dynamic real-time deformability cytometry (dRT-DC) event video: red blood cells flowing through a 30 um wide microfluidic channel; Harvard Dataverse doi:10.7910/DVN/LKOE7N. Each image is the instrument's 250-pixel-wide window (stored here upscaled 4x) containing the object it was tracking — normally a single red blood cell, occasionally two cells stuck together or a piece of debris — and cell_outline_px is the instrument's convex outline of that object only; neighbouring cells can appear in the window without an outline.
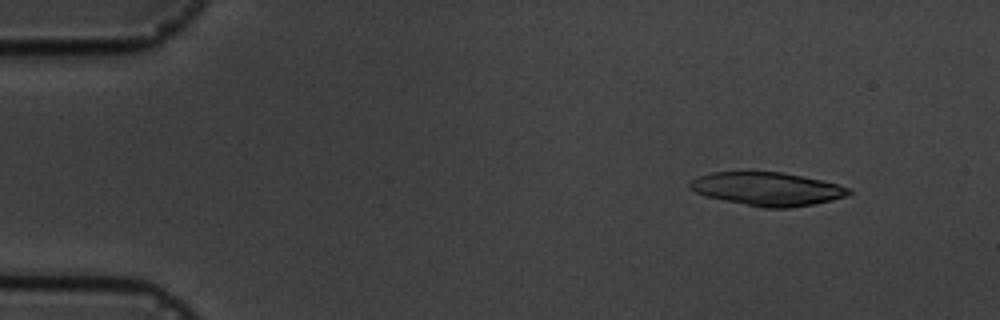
{"species": "common noctule bat (a hibernating species)", "species_latin": "Nyctalus noctula", "temperature_condition": "cold", "stored_images_in_passage": 4, "camera_frame_rate_fps": 3000, "um_per_image_px": 0.085, "animal": {"sex": "male", "body_mass_g": 19.5, "forearm_length_mm": 54.6}, "frame": {"image": 1, "passage_image": 2, "time_ms": 1.0, "image_size_px": [1000, 320], "cell_outline_px": [[852, 192], [848, 196], [832, 200], [812, 204], [788, 208], [764, 208], [704, 196], [688, 188], [688, 184], [696, 176], [712, 172], [784, 172], [820, 180], [836, 184], [848, 188]], "centroid_in_image_um": [65.18, 16.06], "position_along_channel_um": 19.8, "area_um2": 30.81}}